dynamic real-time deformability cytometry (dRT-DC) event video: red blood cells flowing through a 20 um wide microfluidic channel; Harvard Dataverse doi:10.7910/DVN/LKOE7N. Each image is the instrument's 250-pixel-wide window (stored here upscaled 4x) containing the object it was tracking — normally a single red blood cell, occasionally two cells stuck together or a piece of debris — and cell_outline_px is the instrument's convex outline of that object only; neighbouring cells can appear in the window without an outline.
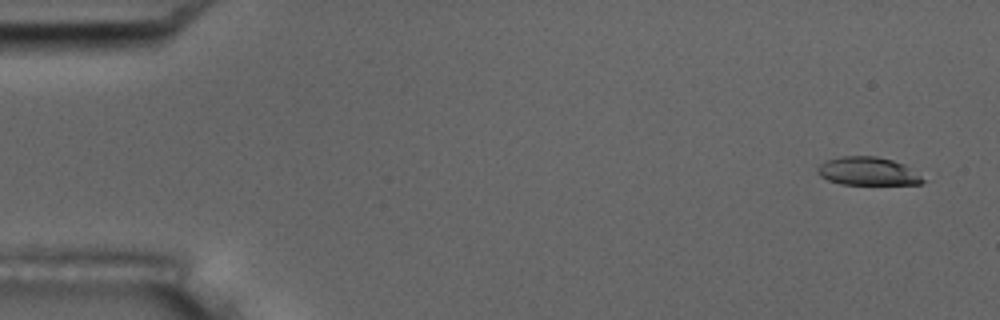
{"species": "common noctule bat (a hibernating species)", "species_latin": "Nyctalus noctula", "temperature_condition": "room temperature", "stored_images_in_passage": 4, "camera_frame_rate_fps": 3000, "um_per_image_px": 0.085, "animal": {"sex": "male", "body_mass_g": 17.5, "forearm_length_mm": 52.3}, "frame": {"image": 1, "passage_image": 1, "time_ms": 0.0, "image_size_px": [1000, 320], "cell_outline_px": [[928, 180], [920, 184], [840, 184], [828, 180], [820, 176], [816, 172], [816, 168], [824, 160], [840, 156], [876, 156], [892, 160], [904, 164]], "centroid_in_image_um": [73.74, 14.55], "position_along_channel_um": 11.3, "area_um2": 17.51}}
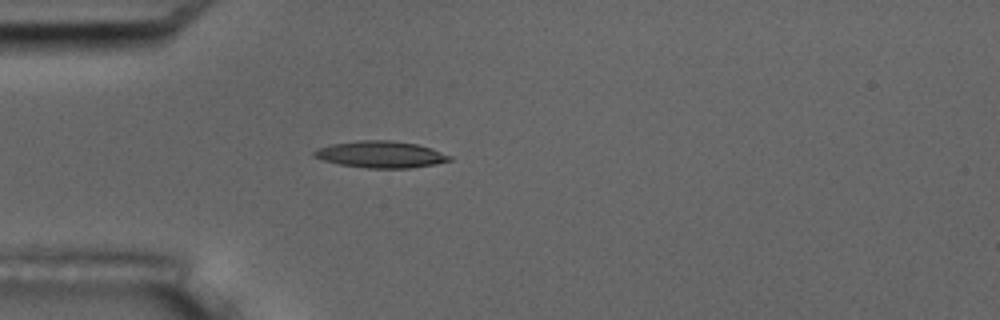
{"frame": {"image": 2, "passage_image": 4, "time_ms": 4.333, "image_size_px": [1000, 320], "cell_outline_px": [[452, 160], [436, 164], [412, 168], [368, 168], [340, 164], [324, 160], [312, 156], [312, 152], [320, 148], [332, 144], [360, 140], [388, 140], [416, 144], [432, 148], [452, 156]], "centroid_in_image_um": [32.4, 13.13], "position_along_channel_um": 52.6, "area_um2": 20.98}}